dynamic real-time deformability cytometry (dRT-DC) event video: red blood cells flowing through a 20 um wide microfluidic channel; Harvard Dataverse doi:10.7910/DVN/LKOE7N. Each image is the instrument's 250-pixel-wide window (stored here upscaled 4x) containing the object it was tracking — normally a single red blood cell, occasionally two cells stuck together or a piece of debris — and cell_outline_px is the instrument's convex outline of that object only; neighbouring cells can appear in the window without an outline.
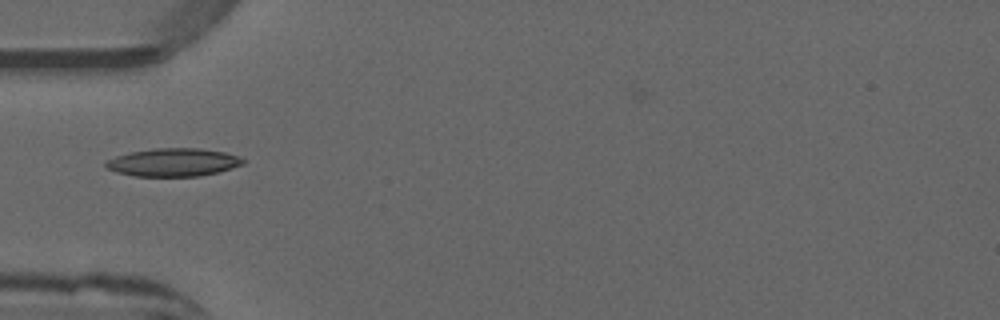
{"species": "common noctule bat (a hibernating species)", "species_latin": "Nyctalus noctula", "temperature_condition": "warm", "stored_images_in_passage": 3, "camera_frame_rate_fps": 3000, "um_per_image_px": 0.085, "animal": {"sex": "male", "forearm_length_mm": 52.5}, "frame": {"image": 1, "passage_image": 3, "time_ms": 0.667, "image_size_px": [1000, 320], "cell_outline_px": [[244, 164], [220, 172], [200, 176], [136, 176], [116, 172], [108, 168], [104, 164], [104, 160], [116, 156], [132, 152], [156, 148], [200, 148], [224, 152], [240, 156], [244, 160]], "centroid_in_image_um": [14.75, 13.8], "position_along_channel_um": 70.3, "area_um2": 22.48}}